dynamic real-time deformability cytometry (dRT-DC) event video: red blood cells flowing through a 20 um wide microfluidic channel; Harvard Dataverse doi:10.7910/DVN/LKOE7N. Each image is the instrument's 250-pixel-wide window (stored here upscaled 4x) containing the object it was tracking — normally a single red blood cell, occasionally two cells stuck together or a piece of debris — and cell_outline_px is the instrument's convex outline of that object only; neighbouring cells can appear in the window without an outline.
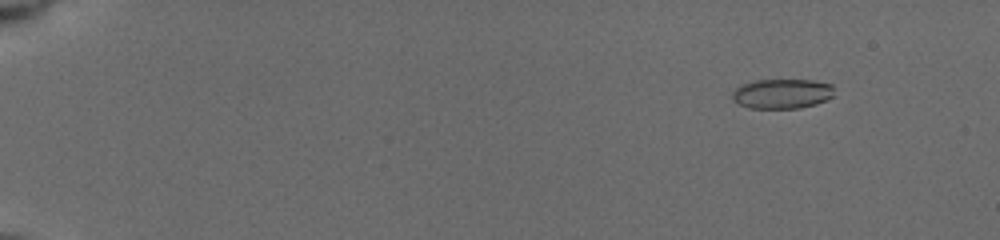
{"species": "common noctule bat (a hibernating species)", "species_latin": "Nyctalus noctula", "temperature_condition": "cold", "stored_images_in_passage": 22, "camera_frame_rate_fps": 3000, "um_per_image_px": 0.085, "animal": {"sex": "female", "body_mass_g": 19.5, "forearm_length_mm": 54.1}, "frame": {"image": 1, "passage_image": 5, "time_ms": 2.0, "image_size_px": [1000, 240], "cell_outline_px": [[832, 96], [816, 104], [800, 108], [748, 108], [732, 100], [732, 92], [740, 84], [756, 80], [812, 80], [832, 84]], "centroid_in_image_um": [66.43, 7.96], "position_along_channel_um": 18.6, "area_um2": 17.63}}
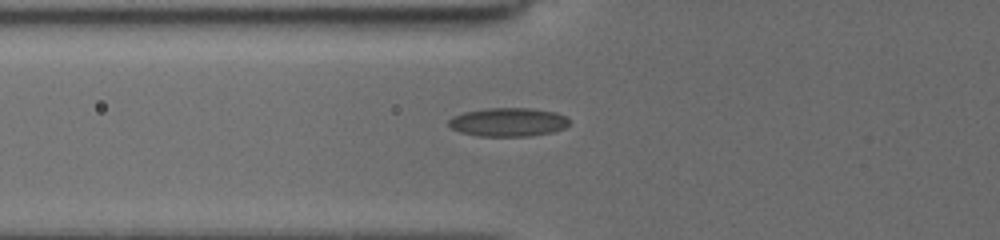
{"frame": {"image": 2, "passage_image": 18, "time_ms": 7.333, "image_size_px": [1000, 240], "cell_outline_px": [[568, 124], [564, 128], [552, 132], [528, 136], [476, 136], [460, 132], [452, 128], [448, 124], [448, 120], [452, 116], [464, 112], [488, 108], [532, 108], [556, 112], [564, 116], [568, 120]], "centroid_in_image_um": [43.16, 10.38], "position_along_channel_um": 82.6, "area_um2": 20.11}}
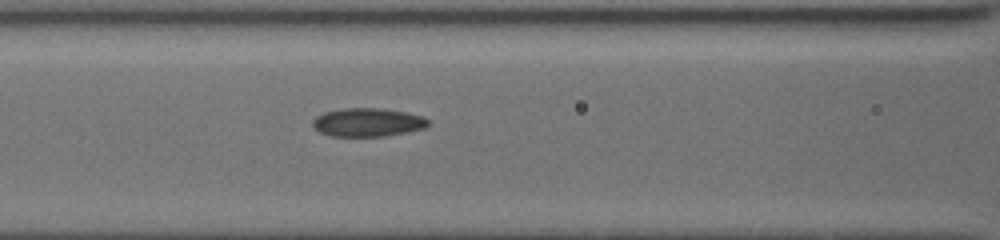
{"frame": {"image": 3, "passage_image": 22, "time_ms": 8.667, "image_size_px": [1000, 240], "cell_outline_px": [[428, 124], [424, 128], [408, 132], [384, 136], [332, 136], [320, 132], [312, 128], [312, 120], [316, 116], [324, 112], [344, 108], [380, 108], [404, 112], [424, 116], [428, 120]], "centroid_in_image_um": [31.22, 10.4], "position_along_channel_um": 135.4, "area_um2": 19.19}}